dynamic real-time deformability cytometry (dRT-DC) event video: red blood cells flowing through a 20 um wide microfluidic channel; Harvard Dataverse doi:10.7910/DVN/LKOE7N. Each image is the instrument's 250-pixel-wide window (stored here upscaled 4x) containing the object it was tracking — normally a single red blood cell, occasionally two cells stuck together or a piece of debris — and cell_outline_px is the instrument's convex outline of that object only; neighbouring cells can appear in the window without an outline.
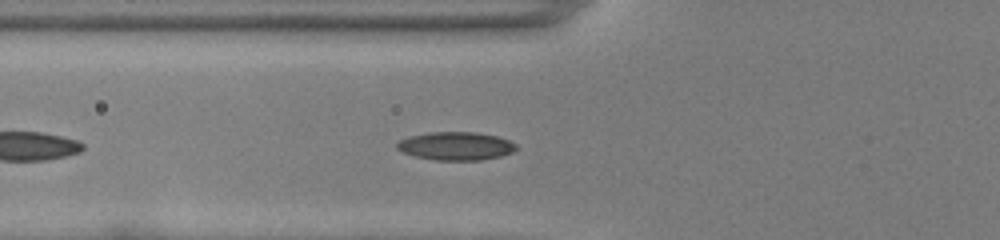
{"species": "common noctule bat (a hibernating species)", "species_latin": "Nyctalus noctula", "temperature_condition": "room temperature", "stored_images_in_passage": 35, "camera_frame_rate_fps": 3000, "um_per_image_px": 0.085, "animal": {"sex": "female", "body_mass_g": 22.0, "forearm_length_mm": 56.7}, "frame": {"image": 1, "passage_image": 7, "time_ms": 2.0, "image_size_px": [1000, 240], "cell_outline_px": [[516, 148], [512, 152], [500, 156], [480, 160], [436, 160], [412, 156], [396, 148], [396, 144], [400, 140], [412, 136], [428, 132], [476, 132], [496, 136], [508, 140], [516, 144]], "centroid_in_image_um": [38.73, 12.41], "position_along_channel_um": 87.1, "area_um2": 19.48}}
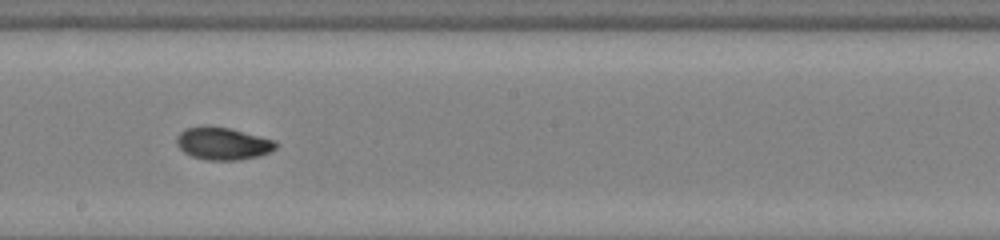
{"frame": {"image": 2, "passage_image": 18, "time_ms": 5.667, "image_size_px": [1000, 240], "cell_outline_px": [[280, 144], [276, 148], [260, 156], [240, 160], [204, 160], [192, 156], [184, 152], [176, 144], [176, 136], [184, 128], [228, 128], [276, 140]], "centroid_in_image_um": [18.98, 12.24], "position_along_channel_um": 229.2, "area_um2": 18.5}}
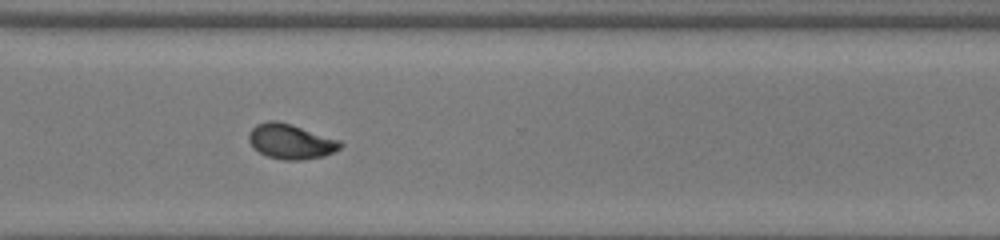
{"frame": {"image": 3, "passage_image": 27, "time_ms": 8.667, "image_size_px": [1000, 240], "cell_outline_px": [[344, 144], [340, 148], [324, 156], [300, 160], [284, 160], [268, 156], [260, 152], [248, 140], [248, 132], [256, 124], [268, 120], [276, 120], [292, 124], [340, 140]], "centroid_in_image_um": [24.72, 12.01], "position_along_channel_um": 345.9, "area_um2": 18.61}, "authors_computed_cell_mechanics": {"area_um2": 18.5538, "velocity_mm_per_s": 3.8757, "shape_relaxation_time_tau1_ms": 6.6606, "shape_relaxation_time_tau2_ms": 2.1037, "deformation_change_tau1": 0.1954, "deformation_change_tau2": 0.0615}}